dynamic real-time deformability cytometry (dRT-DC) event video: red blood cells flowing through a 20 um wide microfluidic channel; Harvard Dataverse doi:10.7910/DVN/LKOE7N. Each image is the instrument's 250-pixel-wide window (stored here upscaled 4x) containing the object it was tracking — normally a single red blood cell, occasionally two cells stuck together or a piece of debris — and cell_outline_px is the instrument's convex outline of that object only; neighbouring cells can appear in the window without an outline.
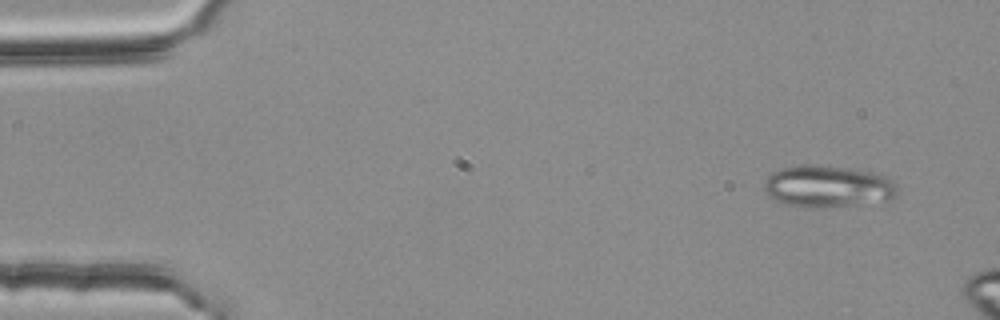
{"species": "common noctule bat (a hibernating species)", "species_latin": "Nyctalus noctula", "temperature_condition": "room temperature", "stored_images_in_passage": 29, "segment_of_instrument_passage": [1, 2], "camera_frame_rate_fps": 3000, "um_per_image_px": 0.085, "animal": {"sex": "female", "body_mass_g": 25.1}, "frame": {"image": 1, "passage_image": 3, "time_ms": 0.667, "image_size_px": [1000, 320], "cell_outline_px": [[896, 196], [892, 200], [820, 208], [816, 208], [788, 204], [776, 200], [768, 196], [764, 188], [764, 180], [772, 172], [780, 168], [808, 164], [844, 168], [872, 172], [888, 176], [896, 184]], "centroid_in_image_um": [70.37, 15.84], "position_along_channel_um": 14.6, "area_um2": 32.37}}